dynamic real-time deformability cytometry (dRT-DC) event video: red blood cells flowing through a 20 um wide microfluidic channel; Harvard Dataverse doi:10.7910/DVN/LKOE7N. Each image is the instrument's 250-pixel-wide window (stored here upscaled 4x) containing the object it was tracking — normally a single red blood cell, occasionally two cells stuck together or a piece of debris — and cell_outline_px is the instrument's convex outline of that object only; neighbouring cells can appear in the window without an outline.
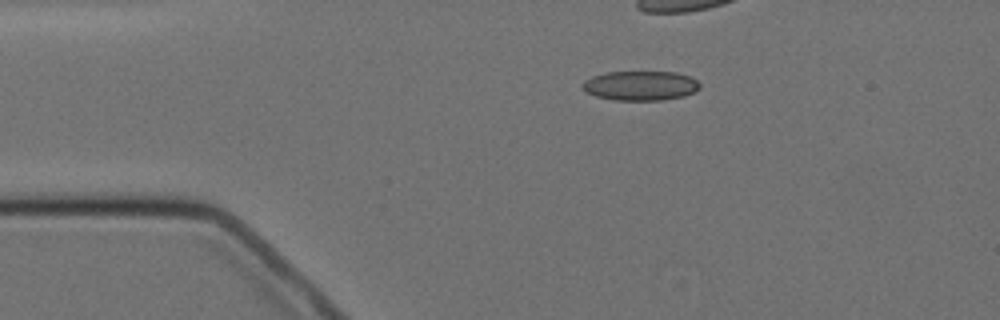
{"species": "Egyptian fruit bat (a non-hibernating species)", "species_latin": "Rousettus aegyptiacus", "temperature_condition": "cold", "stored_images_in_passage": 6, "camera_frame_rate_fps": 3000, "um_per_image_px": 0.085, "animal": {"sex": "female"}, "frame": {"image": 1, "passage_image": 1, "time_ms": 0.0, "image_size_px": [1000, 320], "cell_outline_px": [[700, 88], [696, 92], [684, 96], [660, 100], [612, 100], [596, 96], [588, 92], [584, 88], [584, 80], [592, 76], [604, 72], [676, 72], [688, 76], [696, 80], [700, 84]], "centroid_in_image_um": [54.47, 7.28], "position_along_channel_um": 30.5, "area_um2": 20.11}}
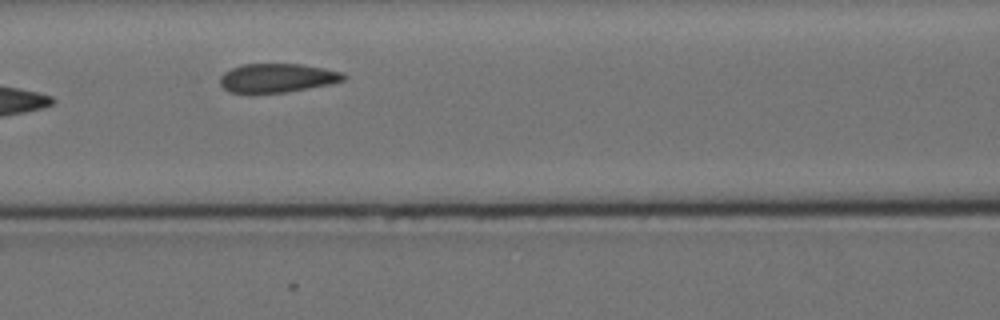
{"frame": {"image": 2, "passage_image": 5, "time_ms": 5.0, "image_size_px": [1000, 320], "cell_outline_px": [[348, 76], [344, 80], [332, 84], [284, 92], [228, 92], [220, 84], [220, 76], [224, 72], [232, 68], [244, 64], [304, 64], [344, 72]], "centroid_in_image_um": [23.61, 6.61], "position_along_channel_um": 143.0, "area_um2": 20.75}}